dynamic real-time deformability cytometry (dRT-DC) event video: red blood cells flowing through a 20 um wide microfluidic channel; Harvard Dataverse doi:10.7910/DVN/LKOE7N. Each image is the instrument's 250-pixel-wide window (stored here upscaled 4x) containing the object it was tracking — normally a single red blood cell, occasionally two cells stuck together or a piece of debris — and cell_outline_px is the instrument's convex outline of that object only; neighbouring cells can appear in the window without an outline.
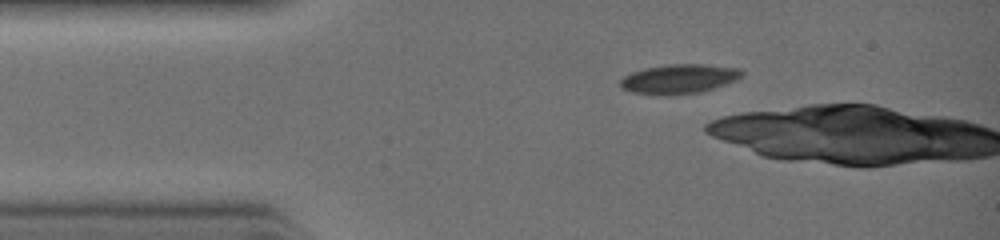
{"species": "common noctule bat (a hibernating species)", "species_latin": "Nyctalus noctula", "temperature_condition": "warm", "stored_images_in_passage": 2, "camera_frame_rate_fps": 3000, "um_per_image_px": 0.085, "animal": {"sex": "female", "body_mass_g": 19.0, "forearm_length_mm": 51.5}, "frame": {"image": 1, "passage_image": 1, "time_ms": 0.0, "image_size_px": [1000, 240], "cell_outline_px": [[744, 76], [724, 84], [700, 92], [632, 92], [620, 88], [620, 80], [624, 76], [632, 72], [644, 68], [668, 64], [704, 64], [740, 68], [744, 72]], "centroid_in_image_um": [57.75, 6.64], "position_along_channel_um": 27.2, "area_um2": 19.94}}